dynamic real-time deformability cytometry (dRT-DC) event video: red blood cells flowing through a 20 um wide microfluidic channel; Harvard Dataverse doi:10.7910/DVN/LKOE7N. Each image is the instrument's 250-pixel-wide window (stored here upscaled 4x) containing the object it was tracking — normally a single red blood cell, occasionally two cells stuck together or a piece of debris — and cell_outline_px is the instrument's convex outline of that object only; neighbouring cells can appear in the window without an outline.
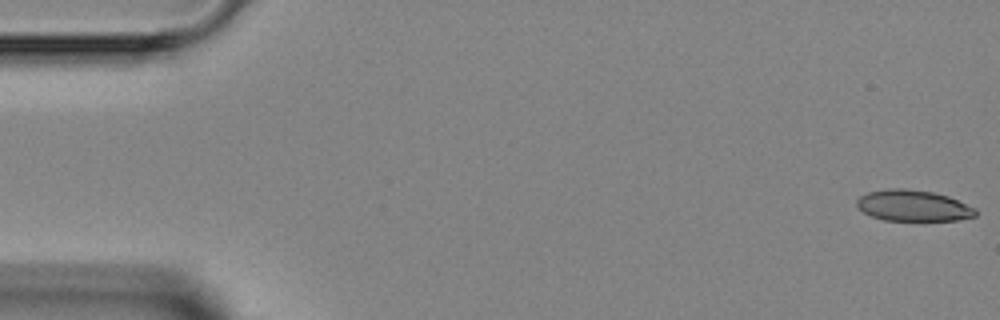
{"species": "Egyptian fruit bat (a non-hibernating species)", "species_latin": "Rousettus aegyptiacus", "temperature_condition": "room temperature", "stored_images_in_passage": 5, "camera_frame_rate_fps": 3000, "um_per_image_px": 0.085, "animal": {"sex": "female"}, "frame": {"image": 1, "passage_image": 1, "time_ms": 0.0, "image_size_px": [1000, 320], "cell_outline_px": [[976, 216], [956, 220], [884, 220], [872, 216], [864, 212], [856, 204], [856, 200], [860, 196], [868, 192], [888, 188], [904, 188], [932, 192], [948, 196], [976, 208]], "centroid_in_image_um": [77.62, 17.47], "position_along_channel_um": 7.4, "area_um2": 21.39}}
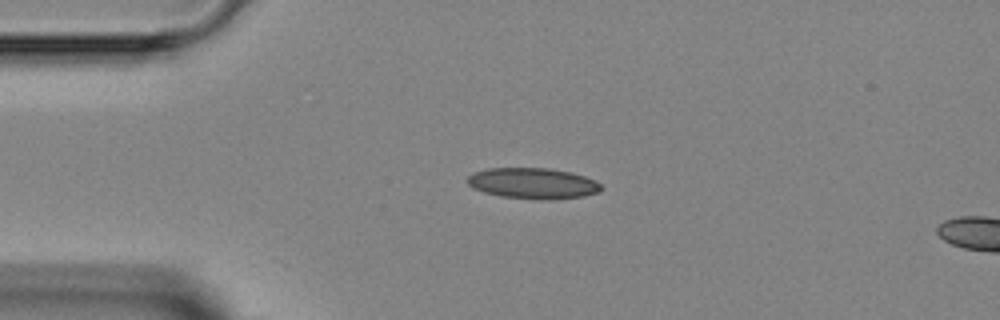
{"frame": {"image": 2, "passage_image": 4, "time_ms": 3.333, "image_size_px": [1000, 320], "cell_outline_px": [[604, 188], [600, 192], [584, 196], [552, 200], [540, 200], [500, 196], [484, 192], [472, 188], [464, 180], [472, 172], [488, 168], [548, 168], [572, 172], [596, 180]], "centroid_in_image_um": [45.3, 15.59], "position_along_channel_um": 39.7, "area_um2": 24.51}}